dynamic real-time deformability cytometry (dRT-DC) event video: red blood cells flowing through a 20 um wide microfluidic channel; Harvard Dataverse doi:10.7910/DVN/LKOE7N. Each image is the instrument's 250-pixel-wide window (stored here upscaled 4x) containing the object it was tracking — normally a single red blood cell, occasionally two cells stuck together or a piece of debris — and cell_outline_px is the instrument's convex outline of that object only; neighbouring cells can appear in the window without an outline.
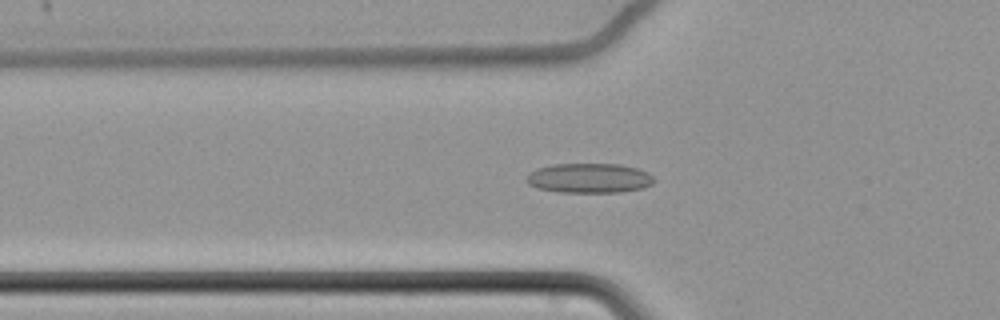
{"species": "common noctule bat (a hibernating species)", "species_latin": "Nyctalus noctula", "temperature_condition": "cold", "stored_images_in_passage": 64, "camera_frame_rate_fps": 3000, "um_per_image_px": 0.085, "animal": {"sex": "female", "body_mass_g": 22.7, "forearm_length_mm": 54.2}, "frame": {"image": 1, "passage_image": 25, "time_ms": 8.0, "image_size_px": [1000, 320], "cell_outline_px": [[656, 180], [652, 184], [644, 188], [620, 192], [560, 192], [540, 188], [528, 184], [524, 180], [528, 172], [536, 168], [552, 164], [620, 164], [636, 168], [648, 172]], "centroid_in_image_um": [50.07, 15.13], "position_along_channel_um": 75.7, "area_um2": 22.25}}
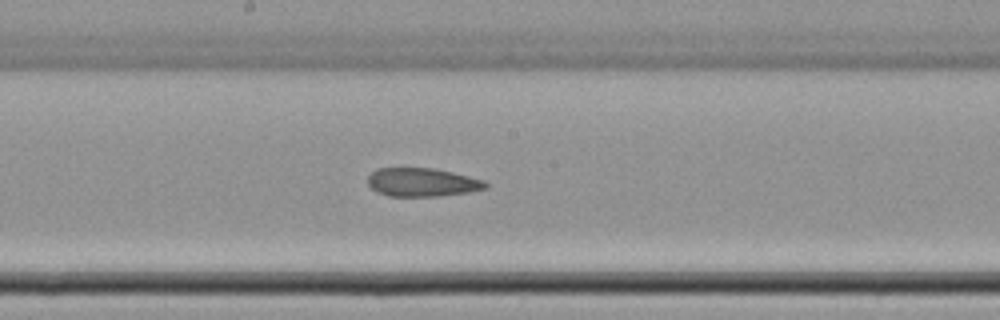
{"frame": {"image": 2, "passage_image": 37, "time_ms": 12.0, "image_size_px": [1000, 320], "cell_outline_px": [[488, 188], [468, 192], [436, 196], [388, 196], [376, 192], [368, 184], [368, 176], [376, 168], [436, 168], [484, 180], [488, 184]], "centroid_in_image_um": [35.87, 15.49], "position_along_channel_um": 212.3, "area_um2": 19.59}}
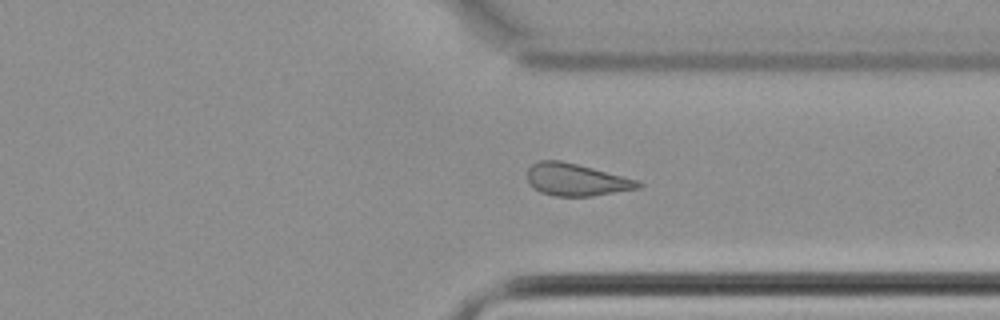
{"frame": {"image": 3, "passage_image": 50, "time_ms": 16.333, "image_size_px": [1000, 320], "cell_outline_px": [[644, 184], [640, 188], [592, 196], [556, 196], [540, 192], [532, 188], [528, 180], [528, 168], [532, 164], [540, 160], [560, 160], [640, 180]], "centroid_in_image_um": [48.99, 15.28], "position_along_channel_um": 362.4, "area_um2": 20.87}, "authors_computed_cell_mechanics": {"area_um2": 21.8484, "velocity_mm_per_s": 3.4435, "shape_relaxation_time_tau1_ms": null, "shape_relaxation_time_tau2_ms": 7.7553, "deformation_change_tau1": null, "deformation_change_tau2": 0.1735}}